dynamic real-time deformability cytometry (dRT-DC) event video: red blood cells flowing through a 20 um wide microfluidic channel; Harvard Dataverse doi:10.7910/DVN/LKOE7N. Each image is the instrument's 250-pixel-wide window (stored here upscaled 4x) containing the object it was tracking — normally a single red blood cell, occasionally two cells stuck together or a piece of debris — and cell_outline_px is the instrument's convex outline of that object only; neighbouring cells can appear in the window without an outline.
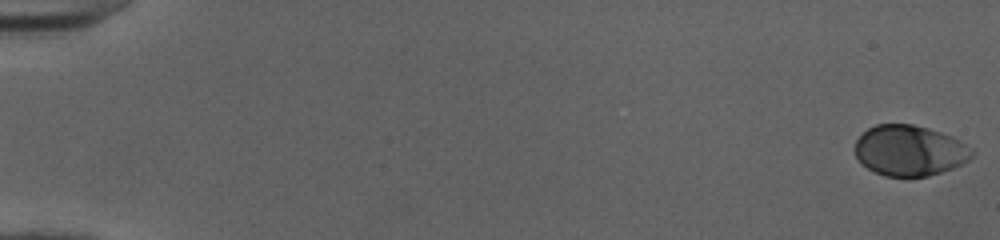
{"species": "human", "species_latin": "Homo sapiens", "temperature_condition": "cold", "stored_images_in_passage": 52, "camera_frame_rate_fps": 3000, "um_per_image_px": 0.085, "donor": {"sex": "female"}, "frame": {"image": 1, "passage_image": 1, "time_ms": 0.0, "image_size_px": [1000, 240], "cell_outline_px": [[976, 152], [968, 160], [952, 168], [928, 176], [884, 176], [868, 168], [856, 156], [856, 140], [868, 128], [876, 124], [912, 124], [928, 128], [952, 136], [960, 140], [972, 148]], "centroid_in_image_um": [77.34, 12.78], "position_along_channel_um": 7.7, "area_um2": 34.28}}
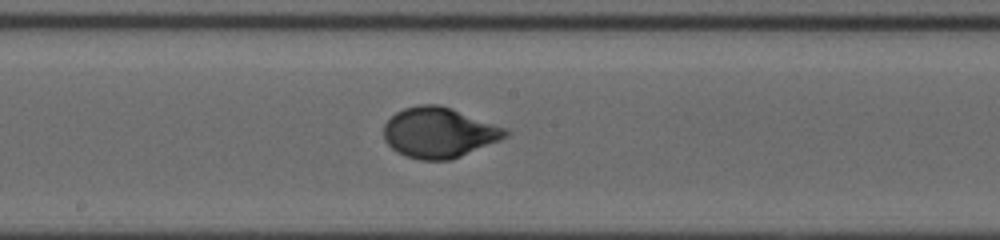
{"frame": {"image": 2, "passage_image": 30, "time_ms": 9.667, "image_size_px": [1000, 240], "cell_outline_px": [[512, 132], [508, 136], [500, 140], [460, 156], [448, 160], [420, 160], [404, 156], [396, 152], [384, 140], [384, 124], [396, 112], [404, 108], [416, 104], [440, 104], [452, 108], [508, 128]], "centroid_in_image_um": [37.33, 11.26], "position_along_channel_um": 210.9, "area_um2": 36.01}}
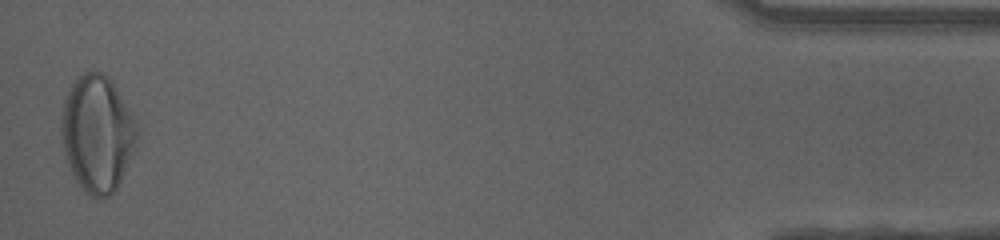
{"frame": {"image": 3, "passage_image": 52, "time_ms": 17.0, "image_size_px": [1000, 240], "cell_outline_px": [[140, 140], [116, 188], [108, 196], [92, 196], [84, 192], [76, 180], [68, 164], [60, 136], [60, 116], [64, 100], [76, 76], [84, 72], [100, 72], [108, 76], [112, 80], [128, 108], [132, 116]], "centroid_in_image_um": [8.25, 11.33], "position_along_channel_um": 426.9, "area_um2": 51.38}, "authors_computed_cell_mechanics": {"area_um2": 35.0846, "velocity_mm_per_s": 3.9976, "shape_relaxation_time_tau1_ms": 3.3809, "shape_relaxation_time_tau2_ms": null, "deformation_change_tau1": 0.1648, "deformation_change_tau2": null}}